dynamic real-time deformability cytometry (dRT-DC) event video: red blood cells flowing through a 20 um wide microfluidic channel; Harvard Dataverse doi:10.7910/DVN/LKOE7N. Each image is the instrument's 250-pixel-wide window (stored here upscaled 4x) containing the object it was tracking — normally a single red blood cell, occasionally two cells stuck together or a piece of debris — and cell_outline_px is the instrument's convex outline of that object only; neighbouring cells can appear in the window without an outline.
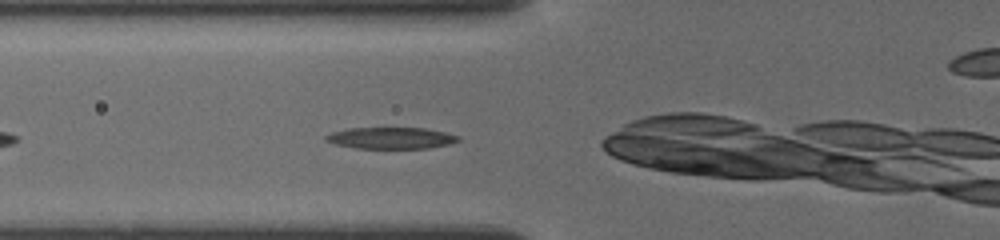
{"species": "common noctule bat (a hibernating species)", "species_latin": "Nyctalus noctula", "temperature_condition": "cold", "stored_images_in_passage": 45, "camera_frame_rate_fps": 3000, "um_per_image_px": 0.085, "animal": {"sex": "female", "body_mass_g": 19.5, "forearm_length_mm": 54.1}, "frame": {"image": 1, "passage_image": 3, "time_ms": 0.667, "image_size_px": [1000, 240], "cell_outline_px": [[460, 140], [448, 144], [428, 148], [356, 148], [336, 144], [324, 140], [324, 136], [332, 132], [348, 128], [424, 128], [444, 132], [460, 136]], "centroid_in_image_um": [33.22, 11.73], "position_along_channel_um": 92.6, "area_um2": 16.47}}
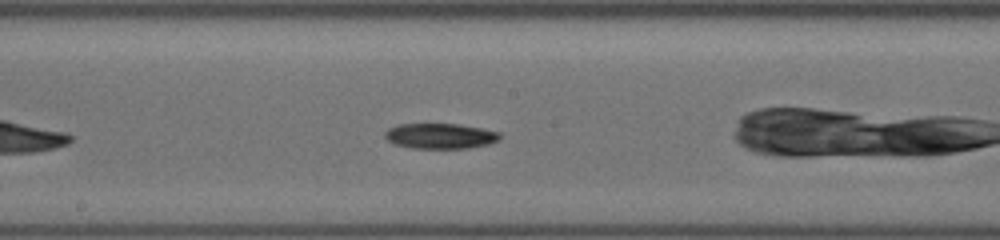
{"frame": {"image": 2, "passage_image": 14, "time_ms": 3.667, "image_size_px": [1000, 240], "cell_outline_px": [[500, 140], [488, 144], [472, 148], [412, 148], [396, 144], [388, 140], [384, 136], [384, 132], [388, 128], [400, 124], [460, 124], [500, 132]], "centroid_in_image_um": [37.44, 11.56], "position_along_channel_um": 210.8, "area_um2": 16.99}}
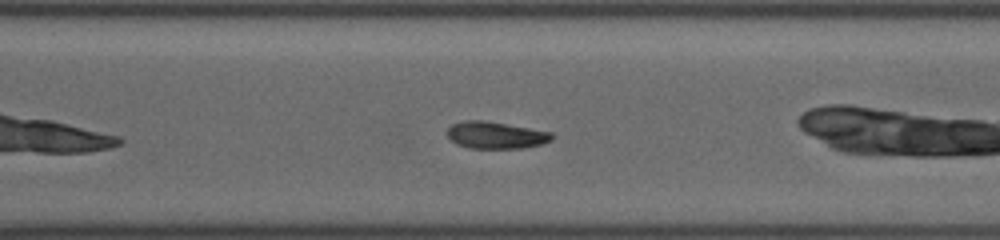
{"frame": {"image": 3, "passage_image": 26, "time_ms": 6.667, "image_size_px": [1000, 240], "cell_outline_px": [[552, 140], [540, 144], [520, 148], [468, 148], [456, 144], [448, 136], [448, 128], [452, 124], [468, 120], [484, 120], [552, 132]], "centroid_in_image_um": [42.12, 11.49], "position_along_channel_um": 328.5, "area_um2": 16.24}}